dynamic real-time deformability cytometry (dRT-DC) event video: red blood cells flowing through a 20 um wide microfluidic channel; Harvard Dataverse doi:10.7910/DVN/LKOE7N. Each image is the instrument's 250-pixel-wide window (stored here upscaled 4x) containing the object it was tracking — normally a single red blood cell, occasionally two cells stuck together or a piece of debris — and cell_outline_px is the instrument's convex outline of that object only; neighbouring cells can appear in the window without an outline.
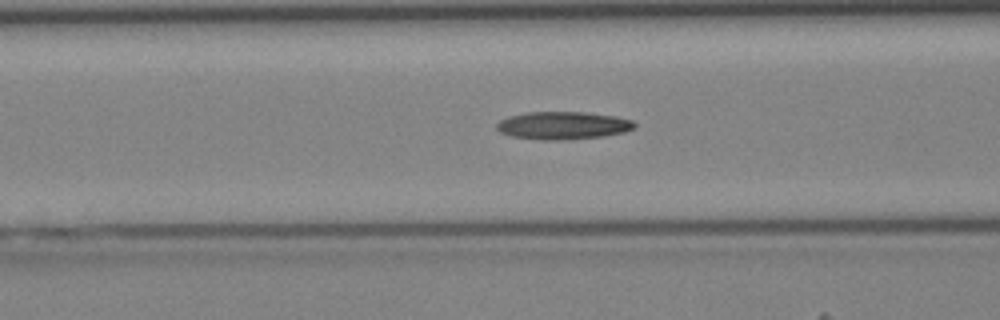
{"species": "Egyptian fruit bat (a non-hibernating species)", "species_latin": "Rousettus aegyptiacus", "temperature_condition": "cold", "stored_images_in_passage": 31, "camera_frame_rate_fps": 3000, "um_per_image_px": 0.085, "animal": {"sex": "female"}, "frame": {"image": 1, "passage_image": 6, "time_ms": 1.667, "image_size_px": [1000, 320], "cell_outline_px": [[636, 124], [632, 128], [624, 132], [604, 136], [548, 140], [544, 140], [512, 136], [500, 132], [496, 128], [496, 124], [500, 120], [508, 116], [528, 112], [584, 112], [616, 116], [632, 120]], "centroid_in_image_um": [47.83, 10.65], "position_along_channel_um": 118.8, "area_um2": 22.02}}
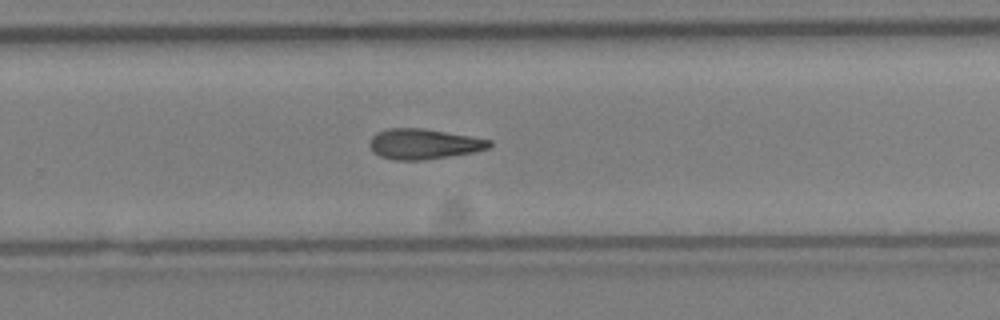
{"frame": {"image": 2, "passage_image": 17, "time_ms": 5.333, "image_size_px": [1000, 320], "cell_outline_px": [[492, 144], [488, 148], [472, 152], [424, 160], [396, 160], [380, 156], [372, 152], [368, 144], [372, 136], [376, 132], [388, 128], [424, 128], [492, 140]], "centroid_in_image_um": [35.97, 12.23], "position_along_channel_um": 293.8, "area_um2": 21.15}}
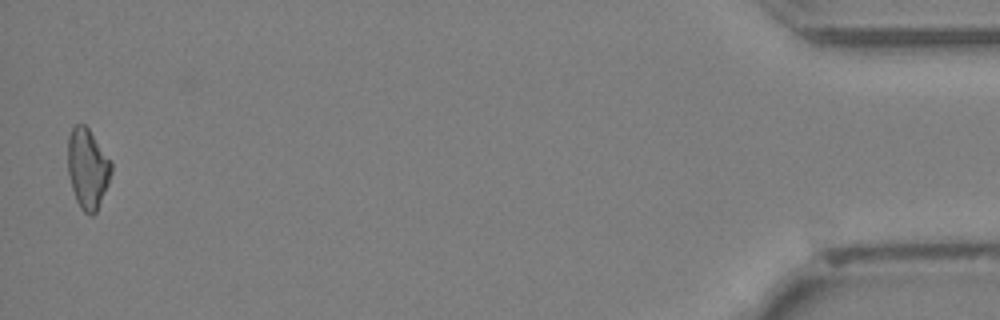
{"frame": {"image": 3, "passage_image": 31, "time_ms": 10.0, "image_size_px": [1000, 320], "cell_outline_px": [[112, 172], [108, 184], [96, 212], [92, 216], [88, 216], [80, 208], [76, 200], [72, 188], [68, 172], [68, 136], [72, 128], [76, 124], [84, 124], [88, 128], [112, 160]], "centroid_in_image_um": [7.46, 14.33], "position_along_channel_um": 427.7, "area_um2": 20.46}}